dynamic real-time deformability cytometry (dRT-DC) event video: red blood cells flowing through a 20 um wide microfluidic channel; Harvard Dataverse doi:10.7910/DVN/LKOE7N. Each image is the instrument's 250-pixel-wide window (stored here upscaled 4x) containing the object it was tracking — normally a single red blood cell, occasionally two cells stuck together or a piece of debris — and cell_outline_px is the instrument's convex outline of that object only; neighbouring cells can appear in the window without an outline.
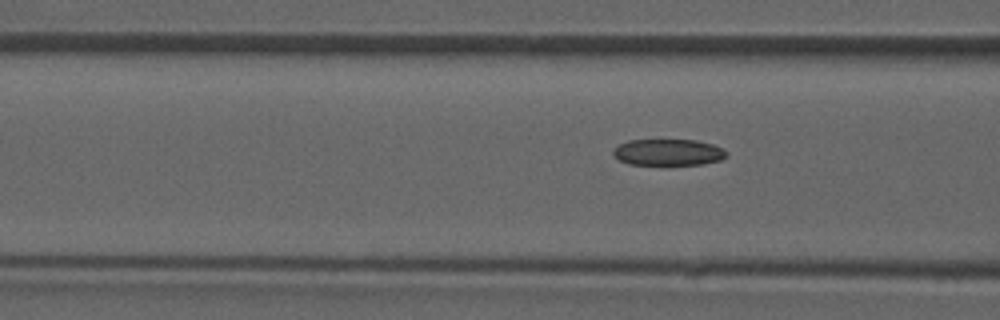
{"species": "common noctule bat (a hibernating species)", "species_latin": "Nyctalus noctula", "temperature_condition": "room temperature", "stored_images_in_passage": 5, "camera_frame_rate_fps": 3000, "um_per_image_px": 0.085, "animal": {"sex": "male", "forearm_length_mm": 52.5}, "frame": {"image": 1, "passage_image": 5, "time_ms": 5.667, "image_size_px": [1000, 320], "cell_outline_px": [[728, 156], [720, 160], [704, 164], [668, 168], [628, 164], [620, 160], [612, 152], [620, 144], [628, 140], [696, 140], [712, 144], [728, 152]], "centroid_in_image_um": [56.82, 13.01], "position_along_channel_um": 109.8, "area_um2": 18.32}}